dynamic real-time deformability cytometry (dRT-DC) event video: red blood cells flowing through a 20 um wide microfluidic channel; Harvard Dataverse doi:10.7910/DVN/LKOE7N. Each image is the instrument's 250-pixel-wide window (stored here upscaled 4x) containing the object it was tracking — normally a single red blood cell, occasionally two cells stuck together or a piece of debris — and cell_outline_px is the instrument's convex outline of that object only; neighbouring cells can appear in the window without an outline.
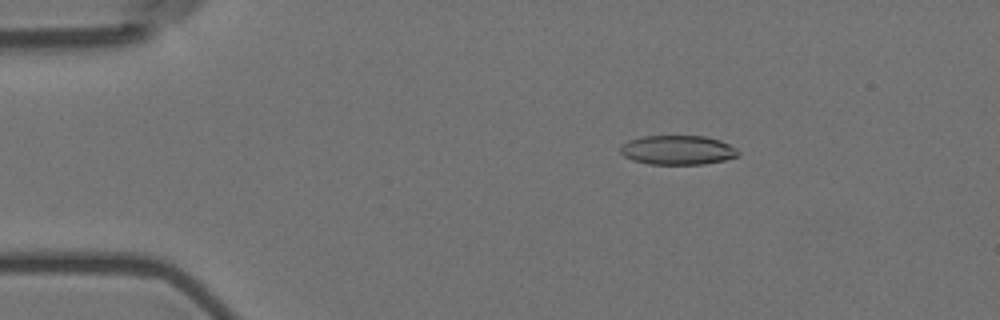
{"species": "Egyptian fruit bat (a non-hibernating species)", "species_latin": "Rousettus aegyptiacus", "temperature_condition": "room temperature", "stored_images_in_passage": 3, "camera_frame_rate_fps": 3000, "um_per_image_px": 0.085, "animal": {"sex": "female"}, "frame": {"image": 1, "passage_image": 1, "time_ms": 0.0, "image_size_px": [1000, 320], "cell_outline_px": [[740, 152], [736, 156], [724, 160], [704, 164], [648, 164], [632, 160], [624, 156], [620, 152], [620, 148], [628, 140], [644, 136], [704, 136], [720, 140], [736, 148]], "centroid_in_image_um": [57.59, 12.75], "position_along_channel_um": 27.4, "area_um2": 20.06}}